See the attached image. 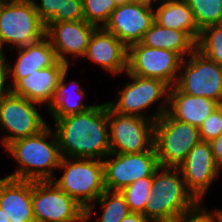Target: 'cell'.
Masks as SVG:
<instances>
[{
    "label": "cell",
    "instance_id": "7c38bea8",
    "mask_svg": "<svg viewBox=\"0 0 222 222\" xmlns=\"http://www.w3.org/2000/svg\"><path fill=\"white\" fill-rule=\"evenodd\" d=\"M183 58L176 52L150 48L141 42L128 46L126 73L156 78L174 86Z\"/></svg>",
    "mask_w": 222,
    "mask_h": 222
},
{
    "label": "cell",
    "instance_id": "e575fe53",
    "mask_svg": "<svg viewBox=\"0 0 222 222\" xmlns=\"http://www.w3.org/2000/svg\"><path fill=\"white\" fill-rule=\"evenodd\" d=\"M121 222H150L142 213L130 212Z\"/></svg>",
    "mask_w": 222,
    "mask_h": 222
},
{
    "label": "cell",
    "instance_id": "cb8c5ba5",
    "mask_svg": "<svg viewBox=\"0 0 222 222\" xmlns=\"http://www.w3.org/2000/svg\"><path fill=\"white\" fill-rule=\"evenodd\" d=\"M141 43L150 48L176 52L183 59L196 49V41L186 31L164 28L156 22L145 32Z\"/></svg>",
    "mask_w": 222,
    "mask_h": 222
},
{
    "label": "cell",
    "instance_id": "44dd1931",
    "mask_svg": "<svg viewBox=\"0 0 222 222\" xmlns=\"http://www.w3.org/2000/svg\"><path fill=\"white\" fill-rule=\"evenodd\" d=\"M220 105L206 97H196L180 91L175 85L169 89L167 113L174 119L200 127Z\"/></svg>",
    "mask_w": 222,
    "mask_h": 222
},
{
    "label": "cell",
    "instance_id": "83f0119b",
    "mask_svg": "<svg viewBox=\"0 0 222 222\" xmlns=\"http://www.w3.org/2000/svg\"><path fill=\"white\" fill-rule=\"evenodd\" d=\"M193 11L197 28L222 23V0H186Z\"/></svg>",
    "mask_w": 222,
    "mask_h": 222
},
{
    "label": "cell",
    "instance_id": "7402d4cb",
    "mask_svg": "<svg viewBox=\"0 0 222 222\" xmlns=\"http://www.w3.org/2000/svg\"><path fill=\"white\" fill-rule=\"evenodd\" d=\"M153 4H157L154 7L157 24L164 28L186 31L197 42L200 30L186 0H157Z\"/></svg>",
    "mask_w": 222,
    "mask_h": 222
},
{
    "label": "cell",
    "instance_id": "d590c367",
    "mask_svg": "<svg viewBox=\"0 0 222 222\" xmlns=\"http://www.w3.org/2000/svg\"><path fill=\"white\" fill-rule=\"evenodd\" d=\"M34 0H0L2 5L33 3Z\"/></svg>",
    "mask_w": 222,
    "mask_h": 222
},
{
    "label": "cell",
    "instance_id": "9c48e42d",
    "mask_svg": "<svg viewBox=\"0 0 222 222\" xmlns=\"http://www.w3.org/2000/svg\"><path fill=\"white\" fill-rule=\"evenodd\" d=\"M45 24L33 3L3 5L0 11V51L5 44L14 49L45 37ZM14 46V47H13Z\"/></svg>",
    "mask_w": 222,
    "mask_h": 222
},
{
    "label": "cell",
    "instance_id": "d6986e66",
    "mask_svg": "<svg viewBox=\"0 0 222 222\" xmlns=\"http://www.w3.org/2000/svg\"><path fill=\"white\" fill-rule=\"evenodd\" d=\"M0 208L5 212V222H35L32 181L4 177L0 182Z\"/></svg>",
    "mask_w": 222,
    "mask_h": 222
},
{
    "label": "cell",
    "instance_id": "4dcf8cb0",
    "mask_svg": "<svg viewBox=\"0 0 222 222\" xmlns=\"http://www.w3.org/2000/svg\"><path fill=\"white\" fill-rule=\"evenodd\" d=\"M203 202L198 200L192 207L181 212L170 222H218L220 209L206 211Z\"/></svg>",
    "mask_w": 222,
    "mask_h": 222
},
{
    "label": "cell",
    "instance_id": "f1b7e54d",
    "mask_svg": "<svg viewBox=\"0 0 222 222\" xmlns=\"http://www.w3.org/2000/svg\"><path fill=\"white\" fill-rule=\"evenodd\" d=\"M152 179L153 177H145L136 180L120 191L125 197L130 212H144L146 202L150 199Z\"/></svg>",
    "mask_w": 222,
    "mask_h": 222
},
{
    "label": "cell",
    "instance_id": "30bf717a",
    "mask_svg": "<svg viewBox=\"0 0 222 222\" xmlns=\"http://www.w3.org/2000/svg\"><path fill=\"white\" fill-rule=\"evenodd\" d=\"M35 222H85V208L52 181H32Z\"/></svg>",
    "mask_w": 222,
    "mask_h": 222
},
{
    "label": "cell",
    "instance_id": "836d02e7",
    "mask_svg": "<svg viewBox=\"0 0 222 222\" xmlns=\"http://www.w3.org/2000/svg\"><path fill=\"white\" fill-rule=\"evenodd\" d=\"M212 155L217 167L222 171V134L209 142Z\"/></svg>",
    "mask_w": 222,
    "mask_h": 222
},
{
    "label": "cell",
    "instance_id": "4316f807",
    "mask_svg": "<svg viewBox=\"0 0 222 222\" xmlns=\"http://www.w3.org/2000/svg\"><path fill=\"white\" fill-rule=\"evenodd\" d=\"M196 49L222 66V23L203 28L196 42Z\"/></svg>",
    "mask_w": 222,
    "mask_h": 222
},
{
    "label": "cell",
    "instance_id": "ab89813d",
    "mask_svg": "<svg viewBox=\"0 0 222 222\" xmlns=\"http://www.w3.org/2000/svg\"><path fill=\"white\" fill-rule=\"evenodd\" d=\"M218 222H222V209H220V215L218 216Z\"/></svg>",
    "mask_w": 222,
    "mask_h": 222
},
{
    "label": "cell",
    "instance_id": "484cf974",
    "mask_svg": "<svg viewBox=\"0 0 222 222\" xmlns=\"http://www.w3.org/2000/svg\"><path fill=\"white\" fill-rule=\"evenodd\" d=\"M96 202L102 209L101 216L97 218L98 222H121L130 213L125 197L120 191L105 190L95 203L85 209V222L93 217Z\"/></svg>",
    "mask_w": 222,
    "mask_h": 222
},
{
    "label": "cell",
    "instance_id": "74e56055",
    "mask_svg": "<svg viewBox=\"0 0 222 222\" xmlns=\"http://www.w3.org/2000/svg\"><path fill=\"white\" fill-rule=\"evenodd\" d=\"M117 6L127 4V0H114Z\"/></svg>",
    "mask_w": 222,
    "mask_h": 222
},
{
    "label": "cell",
    "instance_id": "f35d334b",
    "mask_svg": "<svg viewBox=\"0 0 222 222\" xmlns=\"http://www.w3.org/2000/svg\"><path fill=\"white\" fill-rule=\"evenodd\" d=\"M144 1H151V0H127V3H138V2H144Z\"/></svg>",
    "mask_w": 222,
    "mask_h": 222
},
{
    "label": "cell",
    "instance_id": "ffe728a7",
    "mask_svg": "<svg viewBox=\"0 0 222 222\" xmlns=\"http://www.w3.org/2000/svg\"><path fill=\"white\" fill-rule=\"evenodd\" d=\"M18 51L15 63L11 65L8 61V82L10 89L21 79L35 70L44 69L53 66L57 61L56 52L53 49L50 40L45 36L40 41L28 44L26 46L14 48Z\"/></svg>",
    "mask_w": 222,
    "mask_h": 222
},
{
    "label": "cell",
    "instance_id": "d6a6232c",
    "mask_svg": "<svg viewBox=\"0 0 222 222\" xmlns=\"http://www.w3.org/2000/svg\"><path fill=\"white\" fill-rule=\"evenodd\" d=\"M7 60L8 59H6L5 52L0 51V99L11 91L9 84H7Z\"/></svg>",
    "mask_w": 222,
    "mask_h": 222
},
{
    "label": "cell",
    "instance_id": "8fae6325",
    "mask_svg": "<svg viewBox=\"0 0 222 222\" xmlns=\"http://www.w3.org/2000/svg\"><path fill=\"white\" fill-rule=\"evenodd\" d=\"M37 107L41 108V105L11 91L0 99V128L8 133L0 140L4 147L17 139L37 134L48 125Z\"/></svg>",
    "mask_w": 222,
    "mask_h": 222
},
{
    "label": "cell",
    "instance_id": "9a60e30c",
    "mask_svg": "<svg viewBox=\"0 0 222 222\" xmlns=\"http://www.w3.org/2000/svg\"><path fill=\"white\" fill-rule=\"evenodd\" d=\"M45 36L50 40L60 62L70 66L68 57H84L96 26L85 20L47 22ZM68 55V56H67ZM67 56V57H66Z\"/></svg>",
    "mask_w": 222,
    "mask_h": 222
},
{
    "label": "cell",
    "instance_id": "7a4b0ae2",
    "mask_svg": "<svg viewBox=\"0 0 222 222\" xmlns=\"http://www.w3.org/2000/svg\"><path fill=\"white\" fill-rule=\"evenodd\" d=\"M5 148L8 157L12 156L19 164L15 172L6 177L27 181L55 178L54 171L58 170L62 156L56 133L49 124L39 133L17 139Z\"/></svg>",
    "mask_w": 222,
    "mask_h": 222
},
{
    "label": "cell",
    "instance_id": "5b68a950",
    "mask_svg": "<svg viewBox=\"0 0 222 222\" xmlns=\"http://www.w3.org/2000/svg\"><path fill=\"white\" fill-rule=\"evenodd\" d=\"M58 169L63 175L51 181L85 209L106 190L103 160L62 157Z\"/></svg>",
    "mask_w": 222,
    "mask_h": 222
},
{
    "label": "cell",
    "instance_id": "603a6c76",
    "mask_svg": "<svg viewBox=\"0 0 222 222\" xmlns=\"http://www.w3.org/2000/svg\"><path fill=\"white\" fill-rule=\"evenodd\" d=\"M68 70L69 67L62 73L52 100V106L47 109L49 111L47 113H50L52 118H61L83 113L95 106L94 104H83V99L86 98V90L82 88L79 82L70 80L68 83L65 81V79H67L66 76L68 74Z\"/></svg>",
    "mask_w": 222,
    "mask_h": 222
},
{
    "label": "cell",
    "instance_id": "277c9868",
    "mask_svg": "<svg viewBox=\"0 0 222 222\" xmlns=\"http://www.w3.org/2000/svg\"><path fill=\"white\" fill-rule=\"evenodd\" d=\"M126 74L128 79L130 78V82H126L120 90H117V99L115 97L112 101H107L112 110L123 115H135L149 118L153 121H156L167 112L170 89L167 83L156 78ZM156 103L159 104L158 110L152 115L145 116L146 109Z\"/></svg>",
    "mask_w": 222,
    "mask_h": 222
},
{
    "label": "cell",
    "instance_id": "6da1fadb",
    "mask_svg": "<svg viewBox=\"0 0 222 222\" xmlns=\"http://www.w3.org/2000/svg\"><path fill=\"white\" fill-rule=\"evenodd\" d=\"M54 120L62 157L103 160L110 153L107 102Z\"/></svg>",
    "mask_w": 222,
    "mask_h": 222
},
{
    "label": "cell",
    "instance_id": "4fadbf2b",
    "mask_svg": "<svg viewBox=\"0 0 222 222\" xmlns=\"http://www.w3.org/2000/svg\"><path fill=\"white\" fill-rule=\"evenodd\" d=\"M103 164L105 189L110 191H121L136 180L153 177L160 167L155 150L133 154L109 153Z\"/></svg>",
    "mask_w": 222,
    "mask_h": 222
},
{
    "label": "cell",
    "instance_id": "1f68e13d",
    "mask_svg": "<svg viewBox=\"0 0 222 222\" xmlns=\"http://www.w3.org/2000/svg\"><path fill=\"white\" fill-rule=\"evenodd\" d=\"M201 141L209 142L222 134V105L216 108L199 127Z\"/></svg>",
    "mask_w": 222,
    "mask_h": 222
},
{
    "label": "cell",
    "instance_id": "3957f363",
    "mask_svg": "<svg viewBox=\"0 0 222 222\" xmlns=\"http://www.w3.org/2000/svg\"><path fill=\"white\" fill-rule=\"evenodd\" d=\"M150 190L142 213L150 222H170L198 201L187 189L179 168L159 167Z\"/></svg>",
    "mask_w": 222,
    "mask_h": 222
},
{
    "label": "cell",
    "instance_id": "52a82bcc",
    "mask_svg": "<svg viewBox=\"0 0 222 222\" xmlns=\"http://www.w3.org/2000/svg\"><path fill=\"white\" fill-rule=\"evenodd\" d=\"M175 86L188 95L222 105V66L195 49L183 59Z\"/></svg>",
    "mask_w": 222,
    "mask_h": 222
},
{
    "label": "cell",
    "instance_id": "ac0fdd59",
    "mask_svg": "<svg viewBox=\"0 0 222 222\" xmlns=\"http://www.w3.org/2000/svg\"><path fill=\"white\" fill-rule=\"evenodd\" d=\"M68 67L70 66L58 60L53 66L35 70L32 74L21 78L11 88V92L34 103L47 105L49 109L61 75Z\"/></svg>",
    "mask_w": 222,
    "mask_h": 222
},
{
    "label": "cell",
    "instance_id": "e0dca14e",
    "mask_svg": "<svg viewBox=\"0 0 222 222\" xmlns=\"http://www.w3.org/2000/svg\"><path fill=\"white\" fill-rule=\"evenodd\" d=\"M128 47L104 27L96 28L89 40L84 58L113 75L127 71Z\"/></svg>",
    "mask_w": 222,
    "mask_h": 222
},
{
    "label": "cell",
    "instance_id": "2e32d148",
    "mask_svg": "<svg viewBox=\"0 0 222 222\" xmlns=\"http://www.w3.org/2000/svg\"><path fill=\"white\" fill-rule=\"evenodd\" d=\"M178 168L187 189L200 201L221 172L215 164L210 145L206 141L198 142Z\"/></svg>",
    "mask_w": 222,
    "mask_h": 222
},
{
    "label": "cell",
    "instance_id": "ba28073f",
    "mask_svg": "<svg viewBox=\"0 0 222 222\" xmlns=\"http://www.w3.org/2000/svg\"><path fill=\"white\" fill-rule=\"evenodd\" d=\"M110 153H143L154 148L155 121L135 115H123L107 104Z\"/></svg>",
    "mask_w": 222,
    "mask_h": 222
},
{
    "label": "cell",
    "instance_id": "f546056e",
    "mask_svg": "<svg viewBox=\"0 0 222 222\" xmlns=\"http://www.w3.org/2000/svg\"><path fill=\"white\" fill-rule=\"evenodd\" d=\"M117 7L114 0H83L84 20L99 27H104Z\"/></svg>",
    "mask_w": 222,
    "mask_h": 222
},
{
    "label": "cell",
    "instance_id": "d4e9b609",
    "mask_svg": "<svg viewBox=\"0 0 222 222\" xmlns=\"http://www.w3.org/2000/svg\"><path fill=\"white\" fill-rule=\"evenodd\" d=\"M33 4L44 24L84 20L83 0H34Z\"/></svg>",
    "mask_w": 222,
    "mask_h": 222
},
{
    "label": "cell",
    "instance_id": "8992f818",
    "mask_svg": "<svg viewBox=\"0 0 222 222\" xmlns=\"http://www.w3.org/2000/svg\"><path fill=\"white\" fill-rule=\"evenodd\" d=\"M200 141L198 127L176 120L167 112L155 121L154 148L160 167L178 168Z\"/></svg>",
    "mask_w": 222,
    "mask_h": 222
},
{
    "label": "cell",
    "instance_id": "5bb4252c",
    "mask_svg": "<svg viewBox=\"0 0 222 222\" xmlns=\"http://www.w3.org/2000/svg\"><path fill=\"white\" fill-rule=\"evenodd\" d=\"M155 22L152 1L117 6L104 28L113 33L127 47L142 41L145 32Z\"/></svg>",
    "mask_w": 222,
    "mask_h": 222
},
{
    "label": "cell",
    "instance_id": "8d00e7d4",
    "mask_svg": "<svg viewBox=\"0 0 222 222\" xmlns=\"http://www.w3.org/2000/svg\"><path fill=\"white\" fill-rule=\"evenodd\" d=\"M0 222H5V212L0 208Z\"/></svg>",
    "mask_w": 222,
    "mask_h": 222
}]
</instances>
